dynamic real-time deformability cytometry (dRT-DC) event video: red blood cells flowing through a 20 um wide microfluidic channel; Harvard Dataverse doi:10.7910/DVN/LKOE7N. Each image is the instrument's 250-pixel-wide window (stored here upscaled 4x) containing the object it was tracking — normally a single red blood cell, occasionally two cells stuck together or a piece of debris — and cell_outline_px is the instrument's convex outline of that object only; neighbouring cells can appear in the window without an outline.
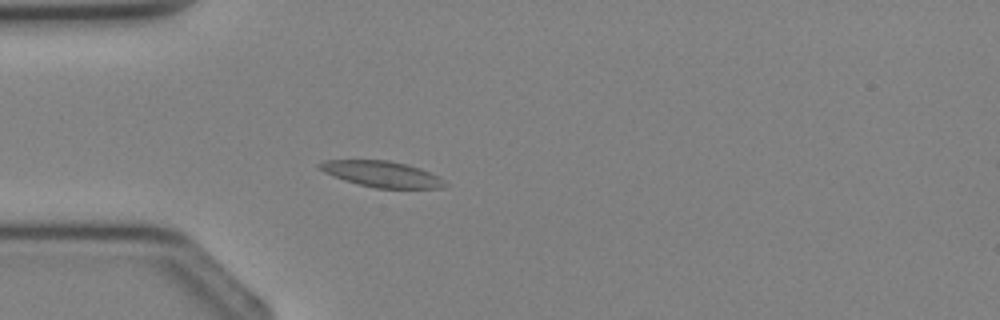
{"species": "Egyptian fruit bat (a non-hibernating species)", "species_latin": "Rousettus aegyptiacus", "temperature_condition": "cold", "stored_images_in_passage": 3, "camera_frame_rate_fps": 3000, "um_per_image_px": 0.085, "animal": {"sex": "female"}, "frame": {"image": 1, "passage_image": 3, "time_ms": 2.333, "image_size_px": [1000, 320], "cell_outline_px": [[448, 184], [440, 188], [376, 188], [344, 180], [332, 176], [324, 172], [316, 164], [324, 160], [388, 160], [420, 168], [444, 180]], "centroid_in_image_um": [32.42, 14.79], "position_along_channel_um": 52.6, "area_um2": 18.73}}